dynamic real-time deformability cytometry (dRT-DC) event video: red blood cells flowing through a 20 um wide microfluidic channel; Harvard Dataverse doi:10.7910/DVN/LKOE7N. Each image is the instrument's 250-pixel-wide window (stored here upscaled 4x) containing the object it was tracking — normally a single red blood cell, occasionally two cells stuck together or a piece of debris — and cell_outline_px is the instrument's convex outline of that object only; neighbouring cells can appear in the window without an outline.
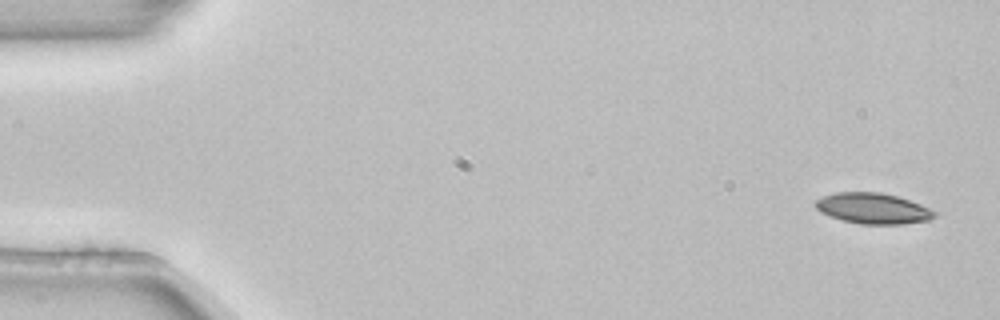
{"species": "common noctule bat (a hibernating species)", "species_latin": "Nyctalus noctula", "temperature_condition": "room temperature", "stored_images_in_passage": 4, "camera_frame_rate_fps": 3000, "um_per_image_px": 0.085, "animal": {"sex": "female", "body_mass_g": 22.7, "forearm_length_mm": 54.2}, "frame": {"image": 1, "passage_image": 1, "time_ms": 0.0, "image_size_px": [1000, 320], "cell_outline_px": [[936, 216], [928, 220], [904, 224], [860, 224], [840, 220], [820, 212], [816, 208], [816, 200], [824, 196], [836, 192], [880, 192], [896, 196], [920, 204], [936, 212]], "centroid_in_image_um": [74.19, 17.72], "position_along_channel_um": 10.8, "area_um2": 21.21}}
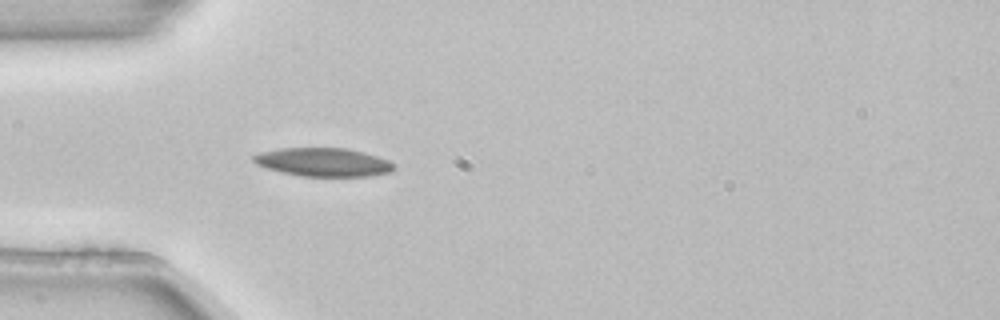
{"frame": {"image": 2, "passage_image": 4, "time_ms": 1.0, "image_size_px": [1000, 320], "cell_outline_px": [[396, 168], [392, 172], [372, 176], [300, 176], [264, 168], [256, 164], [252, 160], [252, 156], [260, 152], [280, 148], [348, 148], [364, 152], [388, 160], [396, 164]], "centroid_in_image_um": [27.5, 13.78], "position_along_channel_um": 57.5, "area_um2": 23.58}}